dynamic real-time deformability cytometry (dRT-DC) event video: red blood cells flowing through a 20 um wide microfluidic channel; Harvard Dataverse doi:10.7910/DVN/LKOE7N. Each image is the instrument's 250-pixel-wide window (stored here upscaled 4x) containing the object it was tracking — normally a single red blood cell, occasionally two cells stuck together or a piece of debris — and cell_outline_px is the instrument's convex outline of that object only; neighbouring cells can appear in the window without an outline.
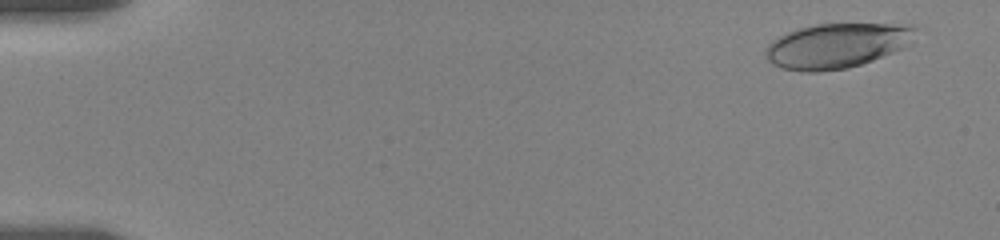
{"species": "human", "species_latin": "Homo sapiens", "temperature_condition": "room temperature", "stored_images_in_passage": 59, "camera_frame_rate_fps": 3000, "um_per_image_px": 0.085, "donor": {"sex": "female"}, "frame": {"image": 1, "passage_image": 4, "time_ms": 0.667, "image_size_px": [1000, 240], "cell_outline_px": [[916, 28], [912, 44], [872, 60], [848, 68], [816, 72], [804, 72], [780, 68], [772, 64], [768, 60], [764, 52], [764, 48], [772, 40], [788, 32], [800, 28], [816, 24], [912, 24]], "centroid_in_image_um": [71.12, 3.88], "position_along_channel_um": 13.9, "area_um2": 39.25}}
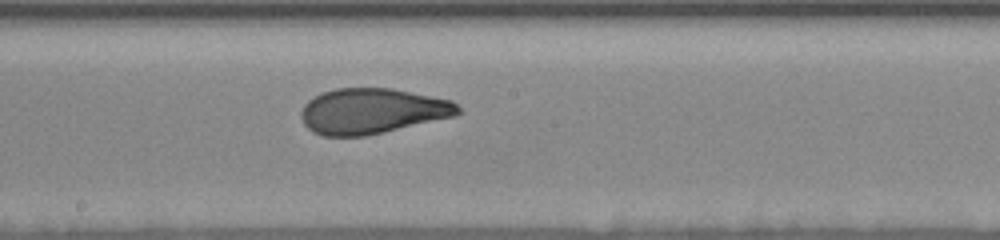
{"frame": {"image": 2, "passage_image": 28, "time_ms": 10.333, "image_size_px": [1000, 240], "cell_outline_px": [[464, 112], [456, 116], [384, 132], [364, 136], [324, 136], [312, 132], [304, 124], [300, 116], [300, 112], [304, 104], [308, 100], [324, 92], [336, 88], [392, 88], [452, 100]], "centroid_in_image_um": [31.65, 9.44], "position_along_channel_um": 216.6, "area_um2": 41.73}}
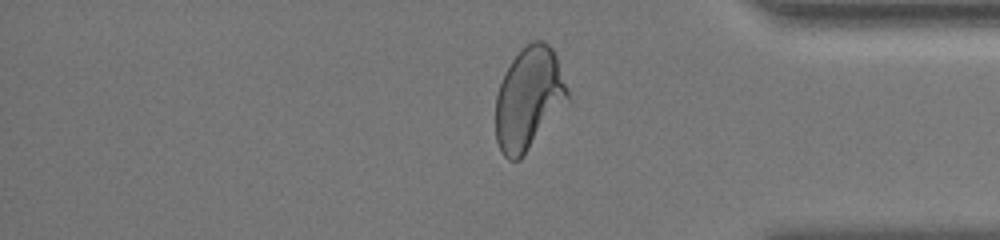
{"frame": {"image": 3, "passage_image": 44, "time_ms": 15.667, "image_size_px": [1000, 240], "cell_outline_px": [[568, 96], [520, 160], [508, 160], [504, 156], [496, 140], [496, 96], [500, 84], [512, 60], [532, 40], [544, 40], [552, 48], [556, 56], [568, 88]], "centroid_in_image_um": [44.91, 8.35], "position_along_channel_um": 390.3, "area_um2": 41.56}, "authors_computed_cell_mechanics": {"area_um2": 42.194, "velocity_mm_per_s": 3.5055, "shape_relaxation_time_tau1_ms": 6.9199, "shape_relaxation_time_tau2_ms": 1.1287, "deformation_change_tau1": 0.2082, "deformation_change_tau2": 0.0748}}